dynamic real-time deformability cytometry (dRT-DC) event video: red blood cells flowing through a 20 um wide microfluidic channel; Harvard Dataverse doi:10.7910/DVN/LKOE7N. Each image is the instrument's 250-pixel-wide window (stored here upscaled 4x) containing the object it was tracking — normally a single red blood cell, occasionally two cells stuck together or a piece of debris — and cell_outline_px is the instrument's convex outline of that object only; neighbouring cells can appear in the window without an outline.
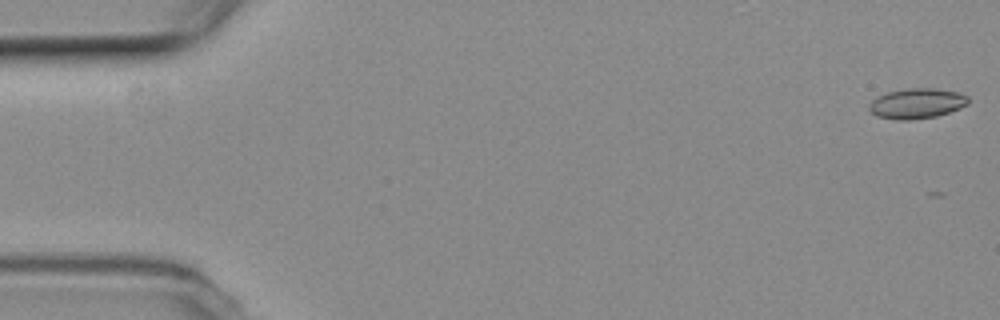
{"species": "common noctule bat (a hibernating species)", "species_latin": "Nyctalus noctula", "temperature_condition": "room temperature", "stored_images_in_passage": 27, "camera_frame_rate_fps": 3000, "um_per_image_px": 0.085, "animal": {"sex": "female", "body_mass_g": 19.3, "forearm_length_mm": 54.1}, "frame": {"image": 1, "passage_image": 1, "time_ms": 0.0, "image_size_px": [1000, 320], "cell_outline_px": [[968, 104], [960, 108], [936, 116], [908, 120], [896, 120], [876, 116], [868, 108], [868, 104], [872, 100], [888, 92], [908, 88], [936, 88], [960, 92], [968, 96]], "centroid_in_image_um": [77.94, 8.79], "position_along_channel_um": 7.1, "area_um2": 17.46}}
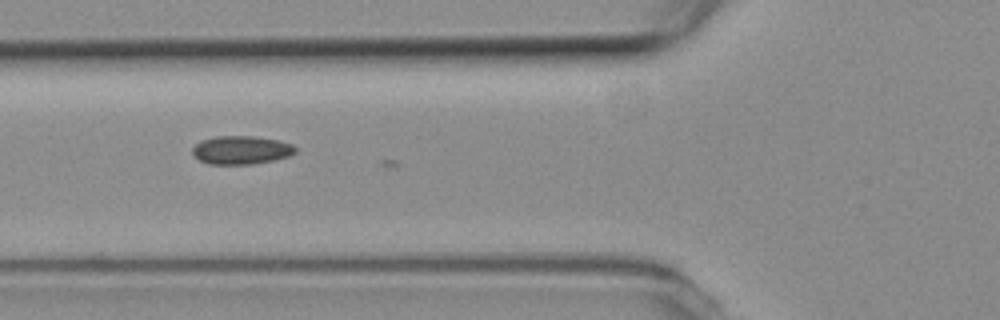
{"frame": {"image": 2, "passage_image": 20, "time_ms": 6.333, "image_size_px": [1000, 320], "cell_outline_px": [[296, 152], [288, 156], [272, 160], [252, 164], [208, 164], [200, 160], [192, 152], [192, 148], [200, 140], [216, 136], [252, 136], [280, 140], [292, 144], [296, 148]], "centroid_in_image_um": [20.5, 12.74], "position_along_channel_um": 105.3, "area_um2": 16.99}}
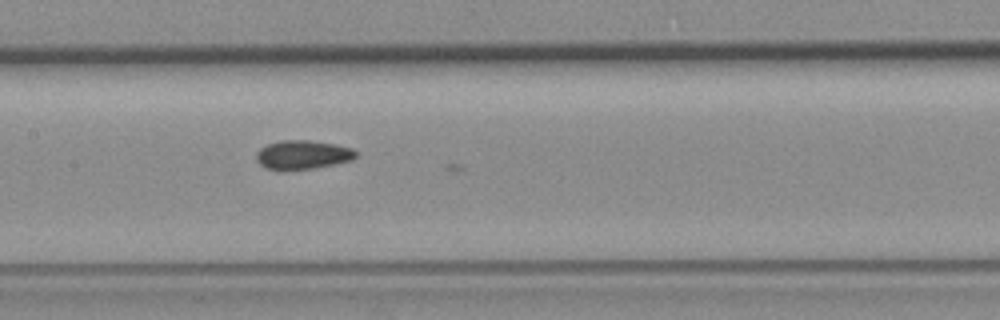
{"frame": {"image": 3, "passage_image": 26, "time_ms": 8.333, "image_size_px": [1000, 320], "cell_outline_px": [[356, 156], [352, 160], [336, 164], [312, 168], [284, 172], [280, 172], [264, 168], [256, 160], [256, 152], [260, 148], [268, 144], [280, 140], [308, 140], [336, 144], [352, 148], [356, 152]], "centroid_in_image_um": [25.68, 13.18], "position_along_channel_um": 181.7, "area_um2": 17.22}}